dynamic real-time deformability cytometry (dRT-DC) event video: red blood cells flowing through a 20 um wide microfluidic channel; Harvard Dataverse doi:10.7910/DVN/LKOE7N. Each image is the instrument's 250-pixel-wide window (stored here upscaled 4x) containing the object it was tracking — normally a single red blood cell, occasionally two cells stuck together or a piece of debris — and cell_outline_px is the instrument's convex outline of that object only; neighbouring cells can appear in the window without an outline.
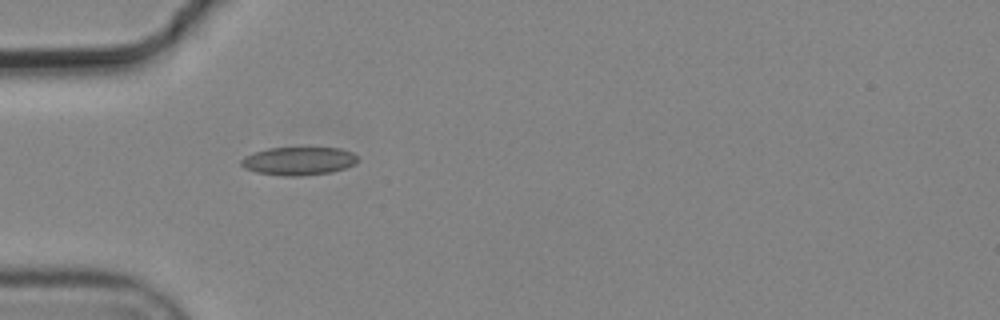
{"species": "common noctule bat (a hibernating species)", "species_latin": "Nyctalus noctula", "temperature_condition": "cold", "stored_images_in_passage": 2, "camera_frame_rate_fps": 3000, "um_per_image_px": 0.085, "animal": {"sex": "male", "body_mass_g": 19.2, "forearm_length_mm": 51.8}, "frame": {"image": 1, "passage_image": 1, "time_ms": 0.0, "image_size_px": [1000, 320], "cell_outline_px": [[356, 164], [332, 172], [292, 176], [284, 176], [256, 172], [244, 168], [240, 164], [240, 160], [244, 156], [252, 152], [268, 148], [340, 148], [352, 152], [356, 156]], "centroid_in_image_um": [25.33, 13.68], "position_along_channel_um": 59.7, "area_um2": 19.07}}
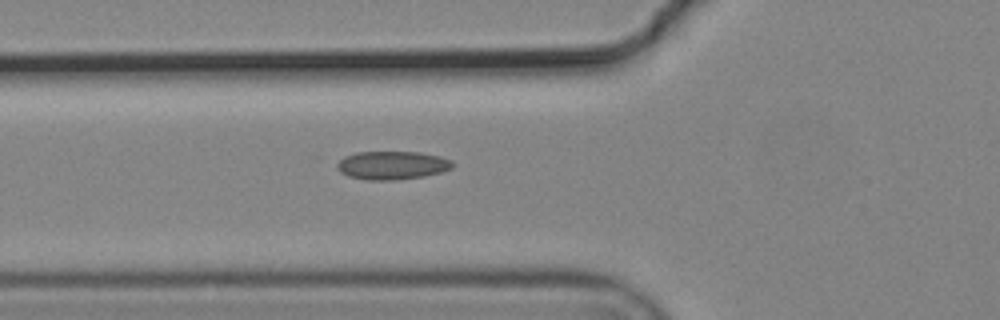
{"frame": {"image": 2, "passage_image": 2, "time_ms": 0.333, "image_size_px": [1000, 320], "cell_outline_px": [[452, 168], [440, 172], [424, 176], [392, 180], [368, 180], [348, 176], [340, 172], [336, 168], [336, 164], [344, 156], [356, 152], [420, 152], [440, 156], [452, 160]], "centroid_in_image_um": [33.3, 14.04], "position_along_channel_um": 92.5, "area_um2": 19.07}}